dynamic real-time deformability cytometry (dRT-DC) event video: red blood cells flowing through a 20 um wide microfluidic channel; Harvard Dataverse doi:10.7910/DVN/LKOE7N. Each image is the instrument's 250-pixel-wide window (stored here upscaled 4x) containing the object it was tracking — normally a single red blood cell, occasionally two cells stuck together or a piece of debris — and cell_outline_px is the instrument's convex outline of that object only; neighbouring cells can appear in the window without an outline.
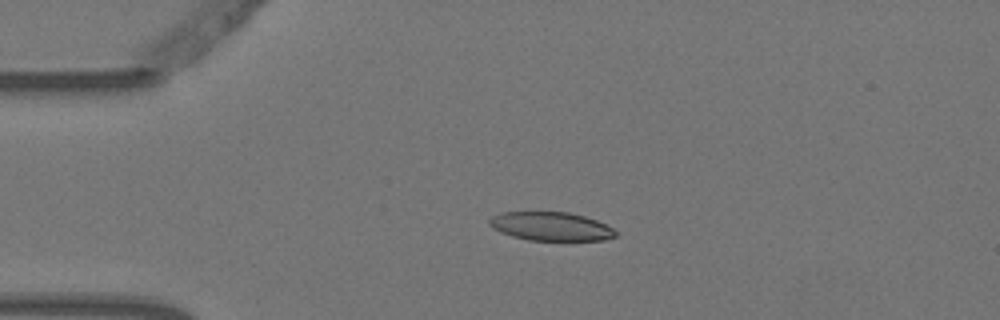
{"species": "Egyptian fruit bat (a non-hibernating species)", "species_latin": "Rousettus aegyptiacus", "temperature_condition": "warm", "stored_images_in_passage": 5, "camera_frame_rate_fps": 3000, "um_per_image_px": 0.085, "animal": {"sex": "female"}, "frame": {"image": 1, "passage_image": 4, "time_ms": 1.0, "image_size_px": [1000, 320], "cell_outline_px": [[616, 236], [604, 240], [528, 240], [512, 236], [500, 232], [492, 228], [488, 224], [488, 220], [492, 216], [504, 212], [568, 212], [584, 216], [596, 220], [612, 228], [616, 232]], "centroid_in_image_um": [46.79, 19.24], "position_along_channel_um": 38.2, "area_um2": 20.98}}